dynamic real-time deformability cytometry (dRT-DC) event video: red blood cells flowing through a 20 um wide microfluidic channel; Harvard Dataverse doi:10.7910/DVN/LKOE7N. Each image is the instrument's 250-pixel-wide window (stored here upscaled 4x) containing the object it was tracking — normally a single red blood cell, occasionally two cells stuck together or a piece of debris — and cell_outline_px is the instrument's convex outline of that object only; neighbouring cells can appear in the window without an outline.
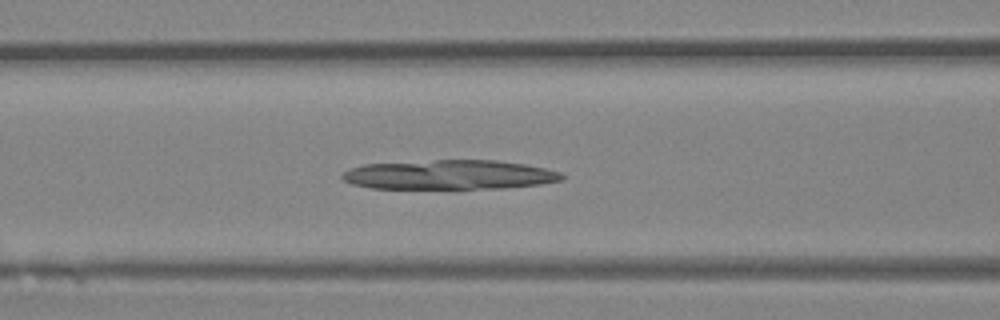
{"species": "Egyptian fruit bat (a non-hibernating species)", "species_latin": "Rousettus aegyptiacus", "temperature_condition": "room temperature", "stored_images_in_passage": 44, "camera_frame_rate_fps": 3000, "um_per_image_px": 0.085, "animal": {"sex": "female"}, "frame": {"image": 1, "passage_image": 18, "time_ms": 5.667, "image_size_px": [1000, 320], "cell_outline_px": [[564, 180], [540, 184], [504, 188], [372, 188], [352, 184], [344, 180], [340, 176], [348, 168], [364, 164], [436, 160], [496, 160], [524, 164], [544, 168], [560, 172], [564, 176]], "centroid_in_image_um": [38.2, 14.85], "position_along_channel_um": 128.4, "area_um2": 37.57}}
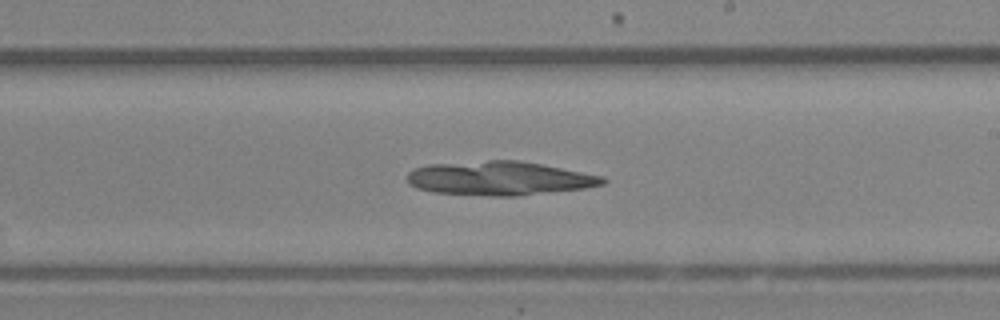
{"frame": {"image": 2, "passage_image": 26, "time_ms": 8.333, "image_size_px": [1000, 320], "cell_outline_px": [[608, 180], [604, 184], [584, 188], [520, 196], [492, 196], [432, 192], [416, 188], [408, 184], [408, 172], [416, 168], [432, 164], [488, 160], [516, 160], [540, 164], [604, 176]], "centroid_in_image_um": [42.46, 15.16], "position_along_channel_um": 246.5, "area_um2": 38.61}}
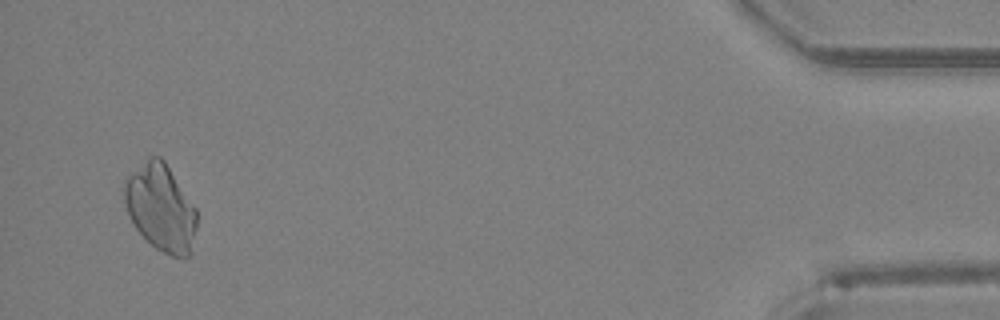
{"frame": {"image": 3, "passage_image": 43, "time_ms": 14.0, "image_size_px": [1000, 320], "cell_outline_px": [[196, 228], [192, 252], [188, 256], [168, 256], [156, 248], [136, 228], [128, 216], [124, 200], [124, 180], [148, 156], [160, 156], [164, 160], [196, 208]], "centroid_in_image_um": [13.66, 17.65], "position_along_channel_um": 421.5, "area_um2": 36.59}}